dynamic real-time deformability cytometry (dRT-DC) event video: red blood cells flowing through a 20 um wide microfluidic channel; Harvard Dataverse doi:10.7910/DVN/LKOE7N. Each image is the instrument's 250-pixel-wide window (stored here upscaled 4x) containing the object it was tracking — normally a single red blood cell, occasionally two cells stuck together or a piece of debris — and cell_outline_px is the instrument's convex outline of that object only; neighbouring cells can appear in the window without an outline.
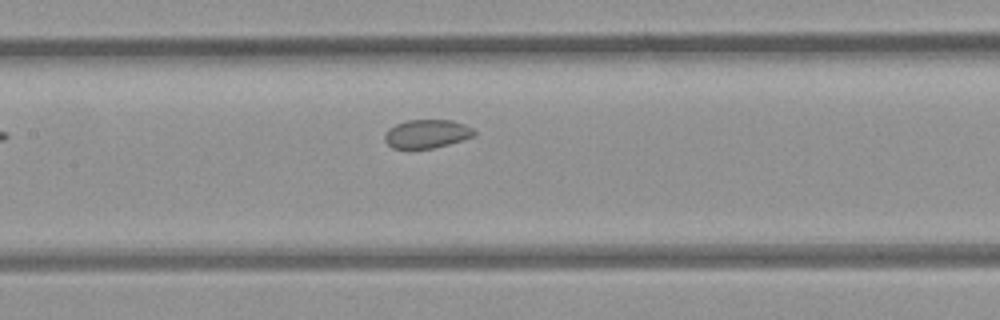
{"species": "common noctule bat (a hibernating species)", "species_latin": "Nyctalus noctula", "temperature_condition": "room temperature", "stored_images_in_passage": 8, "camera_frame_rate_fps": 3000, "um_per_image_px": 0.085, "animal": {"sex": "female", "body_mass_g": 21.9}, "frame": {"image": 1, "passage_image": 8, "time_ms": 8.333, "image_size_px": [1000, 320], "cell_outline_px": [[476, 132], [472, 136], [448, 144], [432, 148], [392, 148], [384, 140], [384, 136], [388, 128], [396, 124], [408, 120], [452, 120], [464, 124], [472, 128]], "centroid_in_image_um": [36.25, 11.36], "position_along_channel_um": 171.2, "area_um2": 14.68}}